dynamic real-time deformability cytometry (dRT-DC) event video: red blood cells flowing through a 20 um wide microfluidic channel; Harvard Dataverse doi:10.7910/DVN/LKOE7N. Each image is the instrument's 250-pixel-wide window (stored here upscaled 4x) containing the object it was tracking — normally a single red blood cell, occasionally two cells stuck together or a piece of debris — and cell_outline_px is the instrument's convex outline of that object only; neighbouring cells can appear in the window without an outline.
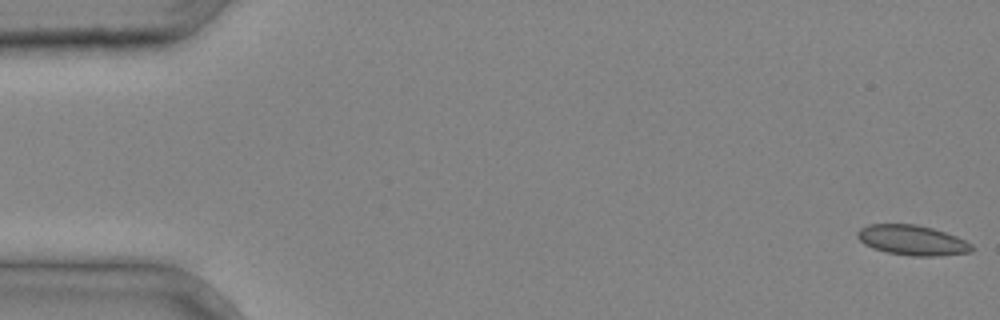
{"species": "common noctule bat (a hibernating species)", "species_latin": "Nyctalus noctula", "temperature_condition": "cold", "stored_images_in_passage": 4, "camera_frame_rate_fps": 3000, "um_per_image_px": 0.085, "animal": {"sex": "male", "body_mass_g": 20.4}, "frame": {"image": 1, "passage_image": 1, "time_ms": 0.0, "image_size_px": [1000, 320], "cell_outline_px": [[976, 248], [972, 252], [940, 256], [912, 256], [888, 252], [872, 248], [864, 244], [856, 236], [856, 232], [860, 228], [868, 224], [916, 224], [932, 228], [956, 236], [972, 244]], "centroid_in_image_um": [77.55, 20.42], "position_along_channel_um": 7.4, "area_um2": 20.17}}
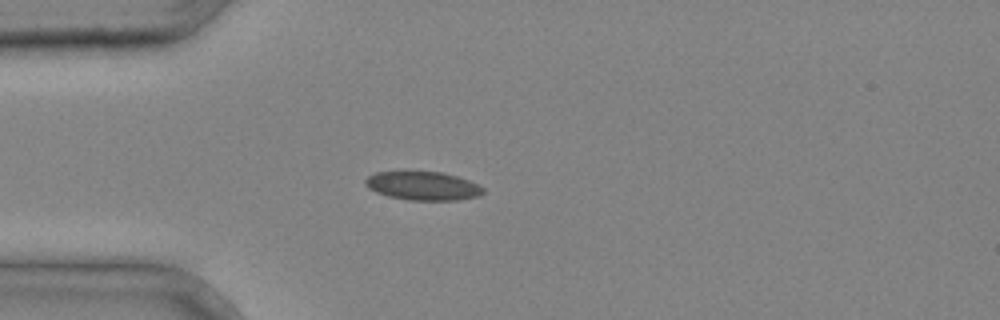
{"frame": {"image": 2, "passage_image": 4, "time_ms": 1.0, "image_size_px": [1000, 320], "cell_outline_px": [[484, 192], [480, 196], [460, 200], [408, 200], [388, 196], [376, 192], [368, 188], [364, 184], [364, 180], [368, 176], [376, 172], [404, 168], [444, 172], [468, 180], [484, 188]], "centroid_in_image_um": [35.88, 15.74], "position_along_channel_um": 49.1, "area_um2": 20.63}}